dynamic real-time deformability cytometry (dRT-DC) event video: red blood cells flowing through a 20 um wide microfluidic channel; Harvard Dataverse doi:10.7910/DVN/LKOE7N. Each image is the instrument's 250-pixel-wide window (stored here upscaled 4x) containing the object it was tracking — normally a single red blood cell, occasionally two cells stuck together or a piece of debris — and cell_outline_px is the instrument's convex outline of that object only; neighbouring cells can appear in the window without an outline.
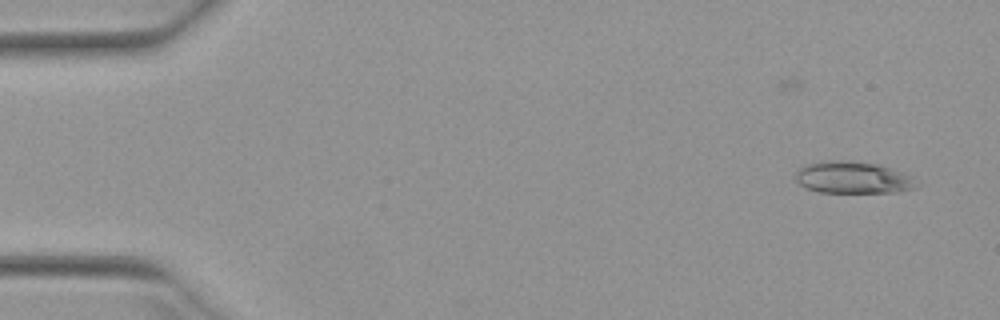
{"species": "Egyptian fruit bat (a non-hibernating species)", "species_latin": "Rousettus aegyptiacus", "temperature_condition": "warm", "stored_images_in_passage": 50, "camera_frame_rate_fps": 3000, "um_per_image_px": 0.085, "animal": {"sex": "female"}, "frame": {"image": 1, "passage_image": 2, "time_ms": 0.333, "image_size_px": [1000, 320], "cell_outline_px": [[924, 184], [916, 188], [896, 192], [820, 192], [804, 188], [796, 180], [796, 172], [804, 164], [820, 160], [852, 160], [880, 164], [892, 168]], "centroid_in_image_um": [72.5, 15.08], "position_along_channel_um": 12.5, "area_um2": 22.95}}
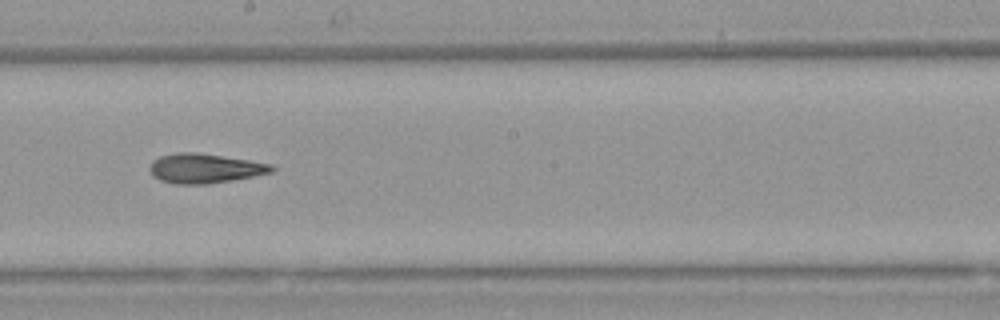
{"frame": {"image": 2, "passage_image": 28, "time_ms": 9.0, "image_size_px": [1000, 320], "cell_outline_px": [[276, 168], [272, 172], [232, 180], [208, 184], [176, 184], [160, 180], [152, 176], [148, 168], [152, 160], [160, 156], [176, 152], [200, 152], [272, 164]], "centroid_in_image_um": [17.36, 14.3], "position_along_channel_um": 230.8, "area_um2": 21.15}}
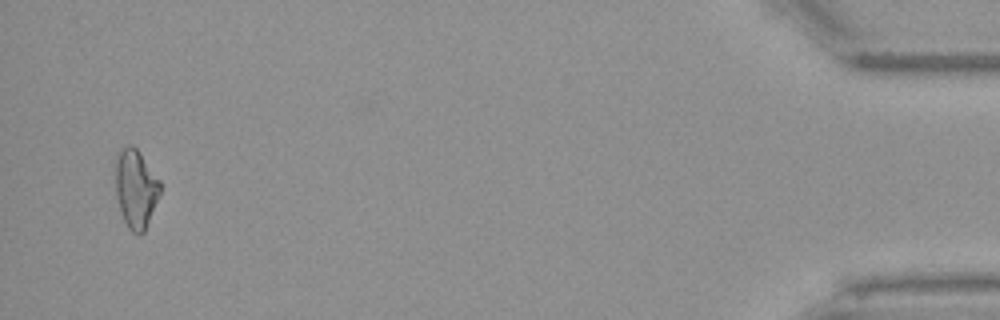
{"frame": {"image": 3, "passage_image": 49, "time_ms": 16.0, "image_size_px": [1000, 320], "cell_outline_px": [[160, 192], [144, 232], [140, 236], [136, 236], [128, 228], [124, 220], [116, 196], [112, 160], [128, 144], [132, 144], [140, 152], [160, 180]], "centroid_in_image_um": [11.49, 16.0], "position_along_channel_um": 423.7, "area_um2": 20.87}, "authors_computed_cell_mechanics": {"area_um2": 20.8369, "velocity_mm_per_s": 3.9549, "shape_relaxation_time_tau1_ms": null, "shape_relaxation_time_tau2_ms": 5.0301, "deformation_change_tau1": null, "deformation_change_tau2": 0.1697}}